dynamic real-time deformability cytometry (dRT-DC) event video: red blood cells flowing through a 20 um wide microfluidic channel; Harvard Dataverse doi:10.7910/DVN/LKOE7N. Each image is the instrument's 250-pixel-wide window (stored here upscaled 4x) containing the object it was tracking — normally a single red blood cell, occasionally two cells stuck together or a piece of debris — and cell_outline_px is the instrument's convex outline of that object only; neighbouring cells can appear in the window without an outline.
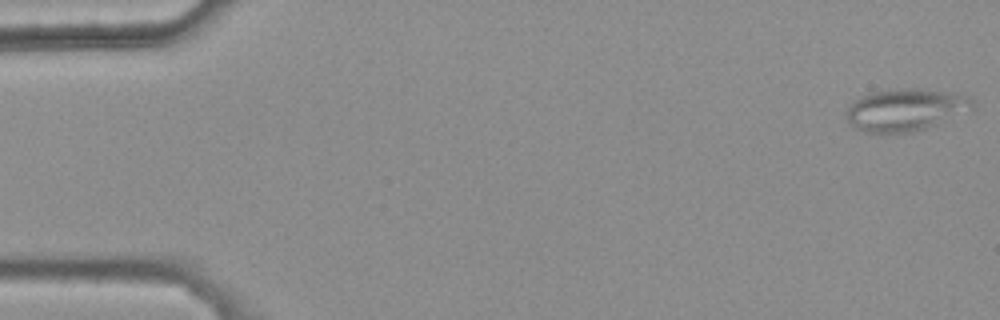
{"species": "common noctule bat (a hibernating species)", "species_latin": "Nyctalus noctula", "temperature_condition": "warm", "stored_images_in_passage": 47, "segment_of_instrument_passage": [1, 2], "camera_frame_rate_fps": 3000, "um_per_image_px": 0.085, "animal": {"sex": "female", "body_mass_g": 25.1}, "frame": {"image": 1, "passage_image": 1, "time_ms": 0.0, "image_size_px": [1000, 320], "cell_outline_px": [[976, 100], [972, 108], [936, 124], [912, 132], [864, 132], [856, 128], [844, 116], [844, 112], [860, 96], [868, 92], [900, 88], [920, 88], [956, 92], [968, 96]], "centroid_in_image_um": [76.96, 9.29], "position_along_channel_um": 8.0, "area_um2": 31.04}}